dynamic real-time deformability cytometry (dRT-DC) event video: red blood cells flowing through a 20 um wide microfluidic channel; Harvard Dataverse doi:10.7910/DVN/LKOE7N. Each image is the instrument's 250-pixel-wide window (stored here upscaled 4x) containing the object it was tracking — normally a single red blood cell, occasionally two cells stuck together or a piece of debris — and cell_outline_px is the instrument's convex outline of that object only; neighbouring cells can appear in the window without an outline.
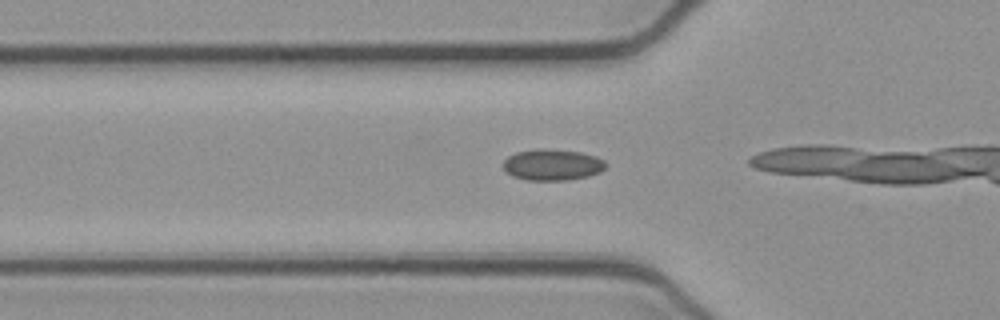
{"species": "common noctule bat (a hibernating species)", "species_latin": "Nyctalus noctula", "temperature_condition": "cold", "stored_images_in_passage": 7, "camera_frame_rate_fps": 3000, "um_per_image_px": 0.085, "animal": {"sex": "female", "body_mass_g": 21.9}, "frame": {"image": 1, "passage_image": 2, "time_ms": 0.333, "image_size_px": [1000, 320], "cell_outline_px": [[608, 164], [600, 172], [588, 176], [568, 180], [528, 180], [512, 176], [504, 168], [504, 160], [508, 156], [516, 152], [540, 148], [544, 148], [580, 152], [596, 156], [604, 160]], "centroid_in_image_um": [46.97, 14.0], "position_along_channel_um": 78.8, "area_um2": 18.67}}